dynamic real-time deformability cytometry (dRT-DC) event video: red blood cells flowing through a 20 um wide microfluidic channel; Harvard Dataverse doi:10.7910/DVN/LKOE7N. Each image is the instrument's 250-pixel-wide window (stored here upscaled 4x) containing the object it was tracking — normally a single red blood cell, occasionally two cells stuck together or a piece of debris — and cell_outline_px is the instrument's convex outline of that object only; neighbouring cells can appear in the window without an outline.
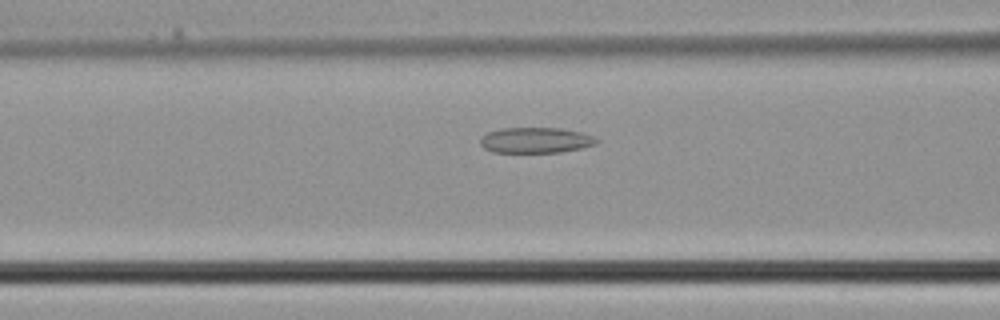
{"species": "common noctule bat (a hibernating species)", "species_latin": "Nyctalus noctula", "temperature_condition": "cold", "stored_images_in_passage": 26, "camera_frame_rate_fps": 3000, "um_per_image_px": 0.085, "animal": {"sex": "male", "body_mass_g": 21.5, "forearm_length_mm": 52.0}, "frame": {"image": 1, "passage_image": 4, "time_ms": 1.0, "image_size_px": [1000, 320], "cell_outline_px": [[600, 140], [596, 144], [580, 148], [560, 152], [492, 152], [484, 148], [480, 144], [480, 136], [488, 132], [500, 128], [560, 128], [580, 132], [592, 136]], "centroid_in_image_um": [45.5, 11.91], "position_along_channel_um": 121.1, "area_um2": 17.34}}
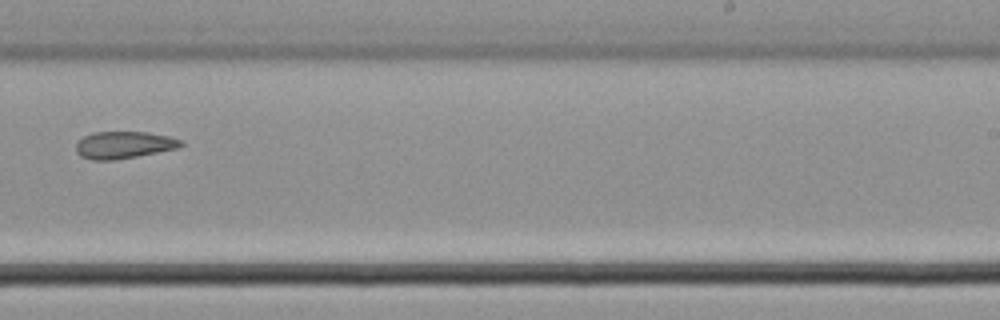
{"frame": {"image": 2, "passage_image": 13, "time_ms": 4.0, "image_size_px": [1000, 320], "cell_outline_px": [[184, 144], [180, 148], [116, 160], [92, 160], [80, 156], [76, 152], [76, 144], [84, 136], [92, 132], [148, 132], [168, 136], [184, 140]], "centroid_in_image_um": [10.56, 12.32], "position_along_channel_um": 278.4, "area_um2": 16.76}}
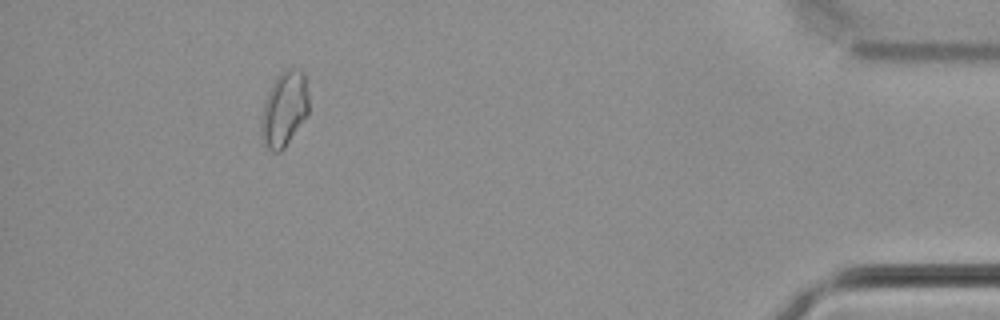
{"frame": {"image": 3, "passage_image": 24, "time_ms": 7.667, "image_size_px": [1000, 320], "cell_outline_px": [[308, 112], [284, 148], [280, 152], [272, 152], [264, 144], [260, 136], [260, 124], [264, 104], [268, 92], [276, 76], [284, 68], [292, 68], [304, 72], [308, 92]], "centroid_in_image_um": [24.14, 9.25], "position_along_channel_um": 411.1, "area_um2": 20.75}}